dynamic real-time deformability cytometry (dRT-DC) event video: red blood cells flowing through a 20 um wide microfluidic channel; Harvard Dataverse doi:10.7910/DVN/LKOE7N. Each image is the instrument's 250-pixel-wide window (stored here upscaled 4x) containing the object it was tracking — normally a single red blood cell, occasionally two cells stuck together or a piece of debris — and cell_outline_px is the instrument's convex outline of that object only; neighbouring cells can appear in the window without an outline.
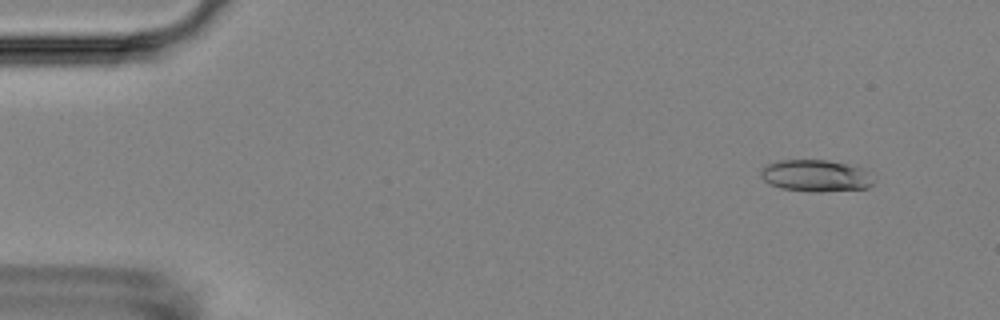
{"species": "Egyptian fruit bat (a non-hibernating species)", "species_latin": "Rousettus aegyptiacus", "temperature_condition": "room temperature", "stored_images_in_passage": 4, "camera_frame_rate_fps": 3000, "um_per_image_px": 0.085, "animal": {"sex": "female"}, "frame": {"image": 1, "passage_image": 1, "time_ms": 0.0, "image_size_px": [1000, 320], "cell_outline_px": [[872, 184], [868, 188], [820, 192], [812, 192], [780, 188], [768, 184], [760, 176], [760, 168], [768, 164], [780, 160], [824, 160], [856, 164], [864, 168]], "centroid_in_image_um": [69.3, 14.93], "position_along_channel_um": 15.7, "area_um2": 21.1}}